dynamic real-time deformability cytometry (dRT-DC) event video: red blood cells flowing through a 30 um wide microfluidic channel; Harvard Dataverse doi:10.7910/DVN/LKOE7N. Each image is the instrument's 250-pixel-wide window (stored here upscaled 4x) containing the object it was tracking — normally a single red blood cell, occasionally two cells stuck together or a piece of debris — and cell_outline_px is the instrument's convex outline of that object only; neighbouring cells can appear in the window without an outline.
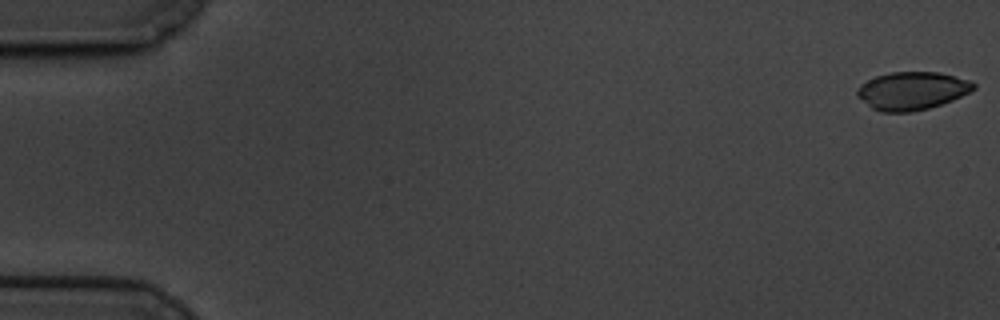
{"species": "common noctule bat (a hibernating species)", "species_latin": "Nyctalus noctula", "temperature_condition": "cold", "stored_images_in_passage": 8, "camera_frame_rate_fps": 3000, "um_per_image_px": 0.085, "animal": {"sex": "male", "body_mass_g": 19.5, "forearm_length_mm": 54.6}, "frame": {"image": 1, "passage_image": 1, "time_ms": 0.0, "image_size_px": [1000, 320], "cell_outline_px": [[976, 88], [952, 100], [928, 108], [912, 112], [880, 112], [872, 108], [856, 96], [856, 92], [860, 84], [876, 76], [892, 72], [940, 72], [972, 80], [976, 84]], "centroid_in_image_um": [77.52, 7.71], "position_along_channel_um": 7.5, "area_um2": 25.84}}